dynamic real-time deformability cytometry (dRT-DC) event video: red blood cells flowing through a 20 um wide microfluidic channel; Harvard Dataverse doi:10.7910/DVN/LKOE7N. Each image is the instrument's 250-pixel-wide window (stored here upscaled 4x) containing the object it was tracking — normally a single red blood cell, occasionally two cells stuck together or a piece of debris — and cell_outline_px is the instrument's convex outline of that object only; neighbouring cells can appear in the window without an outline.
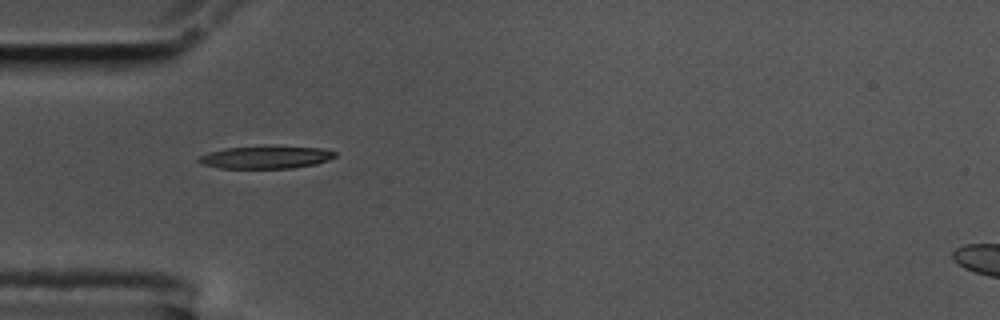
{"species": "common noctule bat (a hibernating species)", "species_latin": "Nyctalus noctula", "temperature_condition": "cold", "stored_images_in_passage": 41, "camera_frame_rate_fps": 3000, "um_per_image_px": 0.085, "animal": {"sex": "male", "body_mass_g": 17.5, "forearm_length_mm": 52.3}, "frame": {"image": 1, "passage_image": 1, "time_ms": 0.0, "image_size_px": [1000, 320], "cell_outline_px": [[336, 156], [328, 160], [316, 164], [292, 168], [220, 168], [200, 164], [196, 160], [200, 156], [208, 152], [224, 148], [264, 144], [320, 148], [336, 152]], "centroid_in_image_um": [22.56, 13.33], "position_along_channel_um": 62.4, "area_um2": 18.61}}
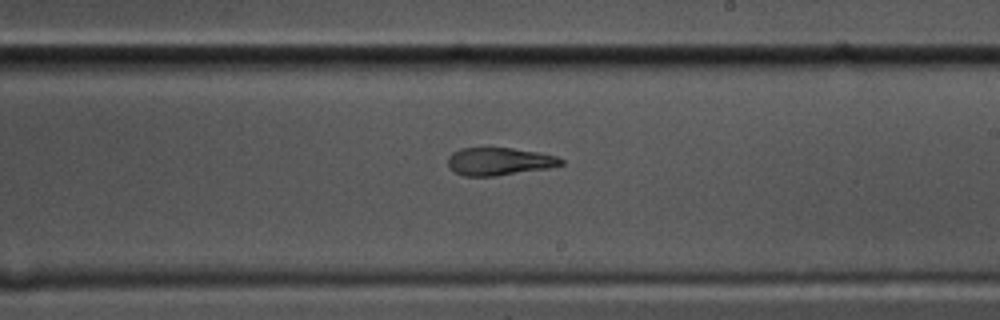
{"frame": {"image": 2, "passage_image": 17, "time_ms": 5.333, "image_size_px": [1000, 320], "cell_outline_px": [[564, 164], [548, 168], [496, 176], [464, 176], [456, 172], [448, 164], [448, 156], [452, 152], [460, 148], [512, 148], [536, 152], [556, 156], [564, 160]], "centroid_in_image_um": [42.43, 13.72], "position_along_channel_um": 246.6, "area_um2": 18.15}}
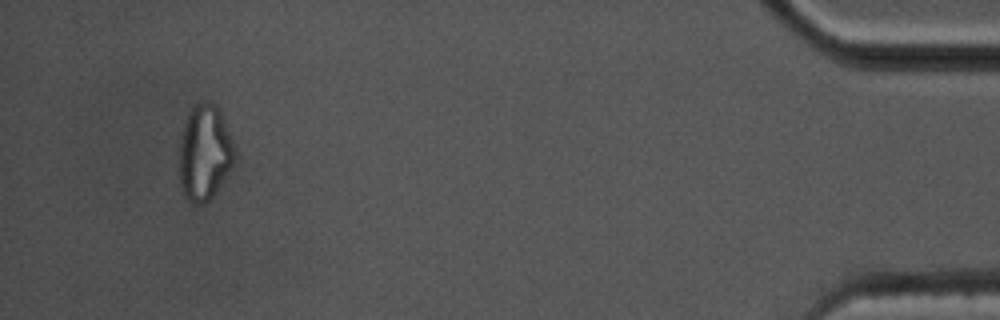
{"frame": {"image": 3, "passage_image": 38, "time_ms": 12.333, "image_size_px": [1000, 320], "cell_outline_px": [[236, 160], [216, 192], [204, 204], [196, 204], [188, 200], [184, 196], [180, 184], [176, 164], [176, 160], [180, 136], [188, 112], [196, 100], [208, 100], [216, 104], [224, 120], [232, 140], [236, 152]], "centroid_in_image_um": [17.34, 12.95], "position_along_channel_um": 417.9, "area_um2": 31.96}, "authors_computed_cell_mechanics": {"area_um2": 19.0162, "velocity_mm_per_s": 3.4809, "shape_relaxation_time_tau1_ms": null, "shape_relaxation_time_tau2_ms": 3.0248, "deformation_change_tau1": null, "deformation_change_tau2": 0.107}}